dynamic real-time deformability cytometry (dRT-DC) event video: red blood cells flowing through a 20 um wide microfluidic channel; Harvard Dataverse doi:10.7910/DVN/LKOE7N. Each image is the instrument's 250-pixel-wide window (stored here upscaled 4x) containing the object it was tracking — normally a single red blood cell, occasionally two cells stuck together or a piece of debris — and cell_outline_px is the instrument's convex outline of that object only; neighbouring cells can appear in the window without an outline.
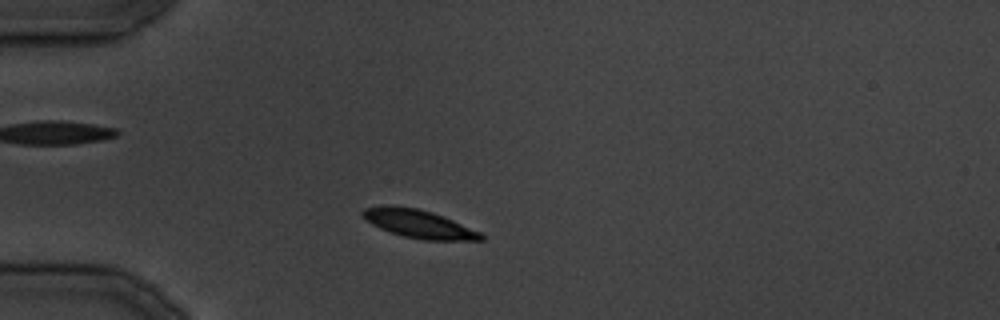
{"species": "common noctule bat (a hibernating species)", "species_latin": "Nyctalus noctula", "temperature_condition": "cold", "stored_images_in_passage": 12, "camera_frame_rate_fps": 3000, "um_per_image_px": 0.085, "animal": {"sex": "male", "body_mass_g": 19.5, "forearm_length_mm": 54.6}, "frame": {"image": 1, "passage_image": 4, "time_ms": 4.333, "image_size_px": [1000, 320], "cell_outline_px": [[484, 240], [424, 240], [404, 236], [380, 228], [364, 220], [360, 216], [360, 212], [364, 208], [416, 208], [432, 212], [444, 216], [480, 232], [484, 236]], "centroid_in_image_um": [35.64, 19.07], "position_along_channel_um": 49.4, "area_um2": 18.79}}
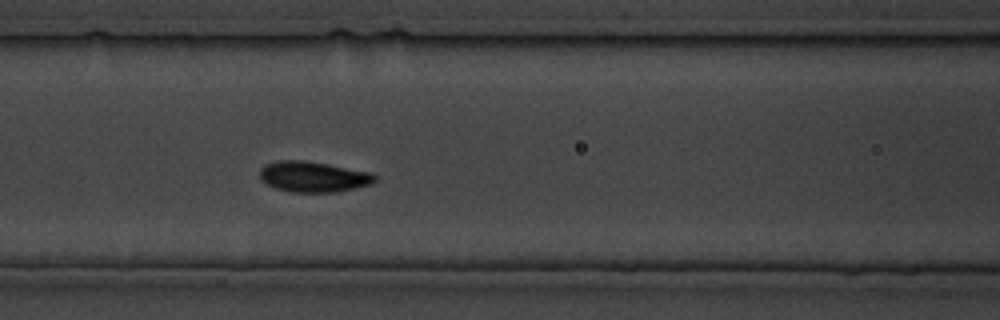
{"frame": {"image": 2, "passage_image": 10, "time_ms": 11.333, "image_size_px": [1000, 320], "cell_outline_px": [[376, 180], [368, 184], [336, 192], [292, 192], [276, 188], [260, 180], [260, 168], [264, 164], [280, 160], [304, 160], [328, 164], [372, 172], [376, 176]], "centroid_in_image_um": [26.59, 15.01], "position_along_channel_um": 140.0, "area_um2": 20.46}}
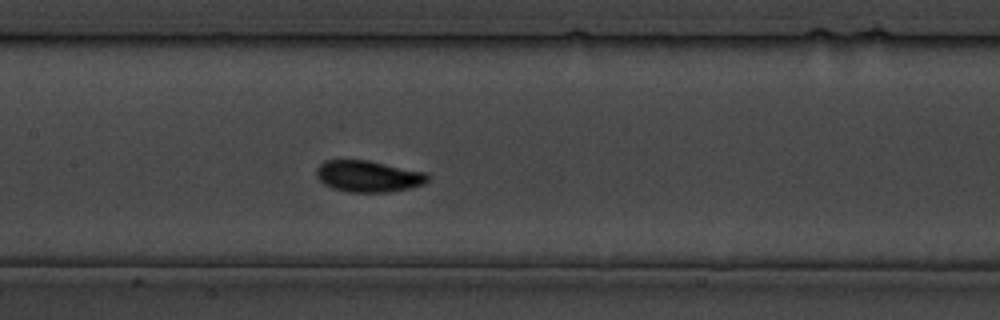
{"frame": {"image": 3, "passage_image": 12, "time_ms": 13.667, "image_size_px": [1000, 320], "cell_outline_px": [[428, 180], [424, 184], [408, 188], [388, 192], [348, 192], [332, 188], [324, 184], [316, 176], [316, 168], [324, 160], [368, 160], [424, 172], [428, 176]], "centroid_in_image_um": [31.26, 14.98], "position_along_channel_um": 176.1, "area_um2": 20.29}}